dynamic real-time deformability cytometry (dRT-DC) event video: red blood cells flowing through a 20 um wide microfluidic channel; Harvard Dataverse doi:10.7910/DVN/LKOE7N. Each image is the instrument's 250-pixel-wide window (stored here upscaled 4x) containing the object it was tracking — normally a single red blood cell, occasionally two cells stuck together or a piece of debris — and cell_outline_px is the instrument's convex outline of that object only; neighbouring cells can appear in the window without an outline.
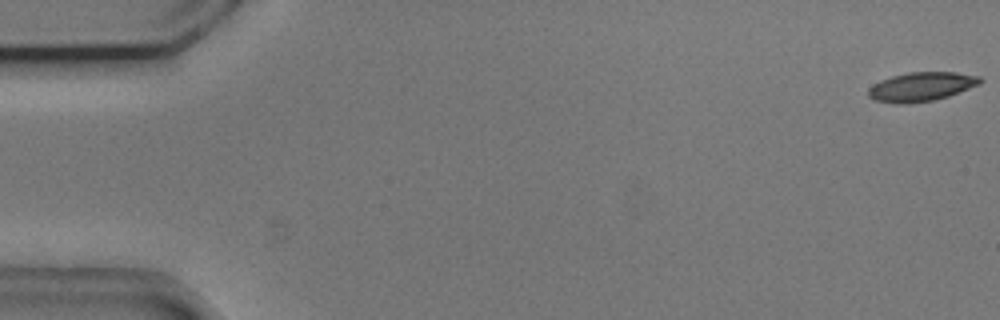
{"species": "common noctule bat (a hibernating species)", "species_latin": "Nyctalus noctula", "temperature_condition": "cold", "stored_images_in_passage": 55, "camera_frame_rate_fps": 3000, "um_per_image_px": 0.085, "animal": {"sex": "male", "body_mass_g": 20.5, "forearm_length_mm": 52.5}, "frame": {"image": 1, "passage_image": 1, "time_ms": 0.0, "image_size_px": [1000, 320], "cell_outline_px": [[984, 80], [980, 84], [948, 96], [932, 100], [908, 104], [896, 104], [872, 100], [868, 96], [868, 88], [872, 84], [880, 80], [892, 76], [908, 72], [956, 72], [980, 76]], "centroid_in_image_um": [78.28, 7.37], "position_along_channel_um": 6.7, "area_um2": 19.13}}
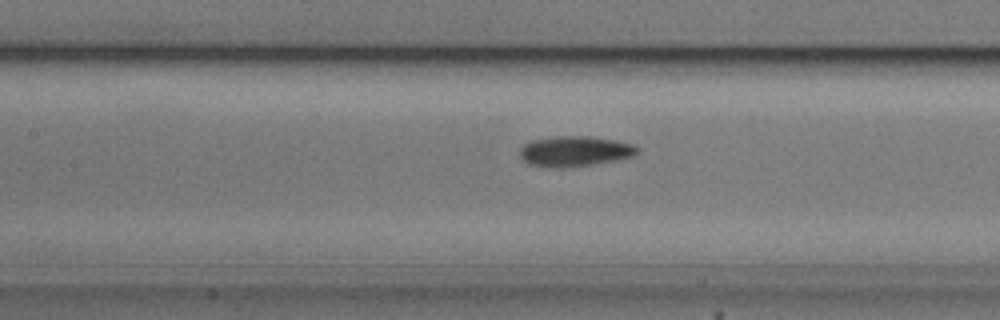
{"frame": {"image": 2, "passage_image": 25, "time_ms": 8.0, "image_size_px": [1000, 320], "cell_outline_px": [[640, 148], [636, 156], [616, 160], [592, 164], [564, 168], [556, 168], [528, 164], [520, 156], [520, 148], [524, 144], [532, 140], [556, 136], [592, 136], [632, 144]], "centroid_in_image_um": [48.86, 12.86], "position_along_channel_um": 158.5, "area_um2": 20.81}}
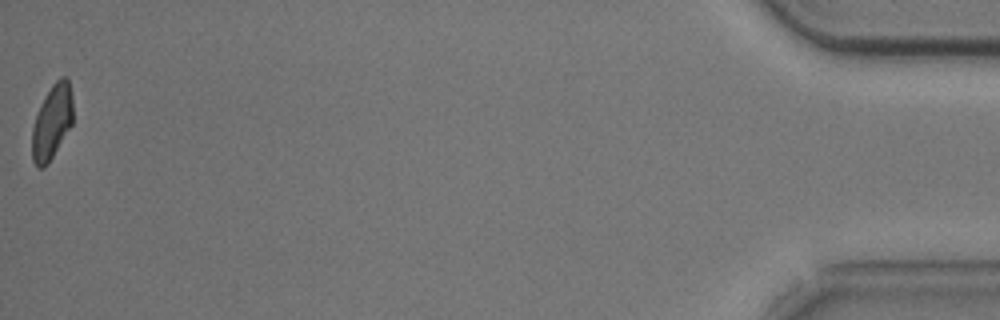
{"frame": {"image": 3, "passage_image": 55, "time_ms": 18.0, "image_size_px": [1000, 320], "cell_outline_px": [[72, 124], [48, 164], [44, 168], [40, 168], [32, 160], [32, 128], [36, 116], [44, 96], [52, 84], [60, 76], [64, 76], [68, 80], [72, 96]], "centroid_in_image_um": [4.41, 10.36], "position_along_channel_um": 430.8, "area_um2": 17.63}, "authors_computed_cell_mechanics": {"area_um2": 19.2474, "velocity_mm_per_s": 3.6971, "shape_relaxation_time_tau1_ms": 2.1702, "shape_relaxation_time_tau2_ms": 6.319, "deformation_change_tau1": 0.1077, "deformation_change_tau2": 0.1234}}